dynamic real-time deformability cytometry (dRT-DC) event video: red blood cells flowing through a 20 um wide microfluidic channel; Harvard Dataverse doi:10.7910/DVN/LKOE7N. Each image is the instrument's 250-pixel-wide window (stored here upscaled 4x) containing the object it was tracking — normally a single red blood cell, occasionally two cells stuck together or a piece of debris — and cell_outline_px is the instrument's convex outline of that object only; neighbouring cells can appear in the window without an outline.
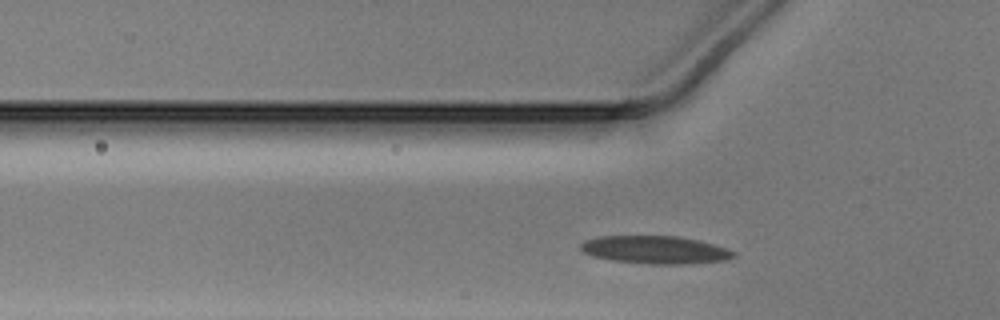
{"species": "Egyptian fruit bat (a non-hibernating species)", "species_latin": "Rousettus aegyptiacus", "temperature_condition": "warm", "stored_images_in_passage": 33, "camera_frame_rate_fps": 3000, "um_per_image_px": 0.085, "animal": {"sex": "male"}, "frame": {"image": 1, "passage_image": 9, "time_ms": 2.667, "image_size_px": [1000, 320], "cell_outline_px": [[736, 256], [724, 260], [688, 264], [648, 264], [612, 260], [592, 256], [584, 252], [580, 248], [580, 244], [584, 240], [596, 236], [676, 236], [700, 240], [736, 252]], "centroid_in_image_um": [55.66, 21.23], "position_along_channel_um": 70.1, "area_um2": 24.85}}
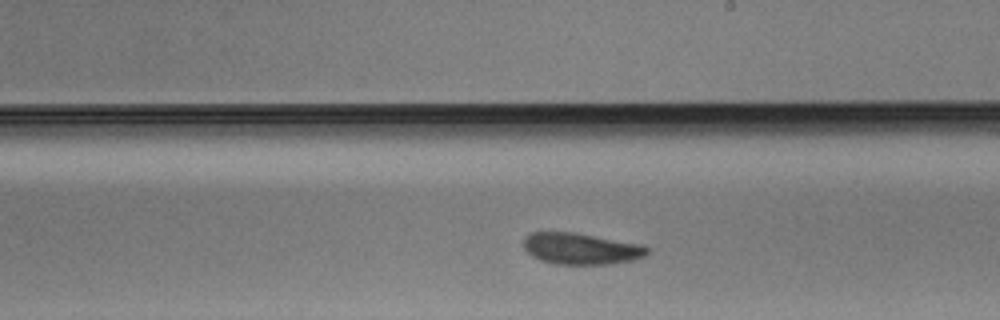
{"frame": {"image": 2, "passage_image": 22, "time_ms": 7.0, "image_size_px": [1000, 320], "cell_outline_px": [[652, 248], [644, 256], [632, 260], [608, 264], [556, 264], [540, 260], [532, 256], [524, 248], [524, 236], [532, 232], [572, 232], [644, 244]], "centroid_in_image_um": [49.41, 21.13], "position_along_channel_um": 239.6, "area_um2": 22.72}}
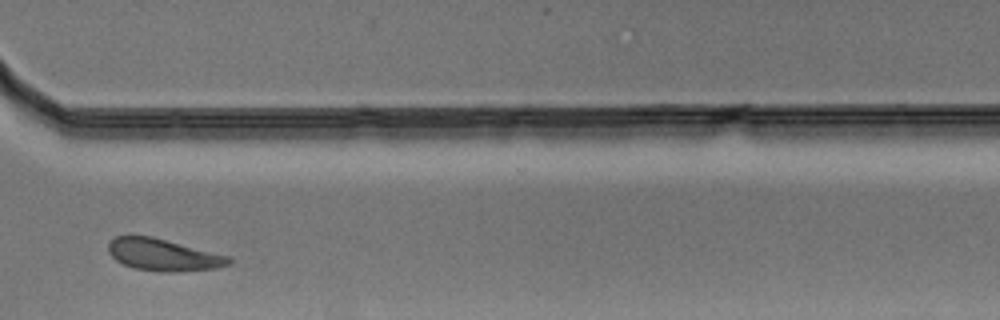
{"frame": {"image": 3, "passage_image": 31, "time_ms": 10.0, "image_size_px": [1000, 320], "cell_outline_px": [[232, 260], [228, 264], [220, 268], [176, 272], [160, 272], [136, 268], [124, 264], [116, 260], [108, 252], [108, 244], [116, 236], [152, 236], [228, 256]], "centroid_in_image_um": [13.88, 21.67], "position_along_channel_um": 356.7, "area_um2": 22.25}}